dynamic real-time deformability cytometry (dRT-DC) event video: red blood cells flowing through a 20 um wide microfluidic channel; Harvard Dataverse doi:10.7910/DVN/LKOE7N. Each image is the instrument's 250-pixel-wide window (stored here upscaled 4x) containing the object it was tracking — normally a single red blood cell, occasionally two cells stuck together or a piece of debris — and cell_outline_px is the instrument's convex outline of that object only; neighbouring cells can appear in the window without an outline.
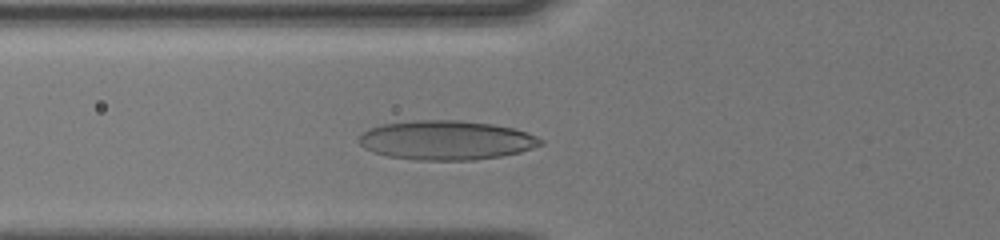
{"species": "human", "species_latin": "Homo sapiens", "temperature_condition": "cold", "stored_images_in_passage": 5, "camera_frame_rate_fps": 3000, "um_per_image_px": 0.085, "donor": {"sex": "male"}, "frame": {"image": 1, "passage_image": 5, "time_ms": 4.0, "image_size_px": [1000, 240], "cell_outline_px": [[544, 144], [520, 152], [500, 156], [472, 160], [416, 160], [388, 156], [364, 148], [356, 140], [368, 128], [380, 124], [412, 120], [460, 120], [492, 124], [512, 128], [528, 132], [544, 140]], "centroid_in_image_um": [37.92, 11.91], "position_along_channel_um": 87.9, "area_um2": 41.73}}